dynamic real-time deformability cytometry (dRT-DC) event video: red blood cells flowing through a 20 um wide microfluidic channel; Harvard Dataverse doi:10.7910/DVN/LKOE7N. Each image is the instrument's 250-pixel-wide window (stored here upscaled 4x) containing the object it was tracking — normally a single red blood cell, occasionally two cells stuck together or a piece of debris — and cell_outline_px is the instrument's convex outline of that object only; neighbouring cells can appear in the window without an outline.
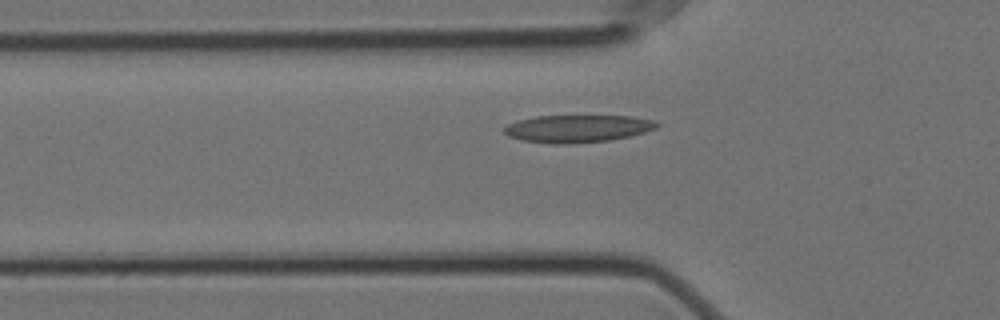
{"species": "Egyptian fruit bat (a non-hibernating species)", "species_latin": "Rousettus aegyptiacus", "temperature_condition": "cold", "stored_images_in_passage": 42, "camera_frame_rate_fps": 3000, "um_per_image_px": 0.085, "animal": {"sex": "female"}, "frame": {"image": 1, "passage_image": 9, "time_ms": 2.667, "image_size_px": [1000, 320], "cell_outline_px": [[660, 124], [656, 128], [644, 132], [612, 140], [568, 144], [552, 144], [524, 140], [508, 136], [504, 132], [504, 128], [508, 124], [520, 120], [536, 116], [632, 116], [652, 120]], "centroid_in_image_um": [49.09, 10.93], "position_along_channel_um": 76.7, "area_um2": 24.28}}
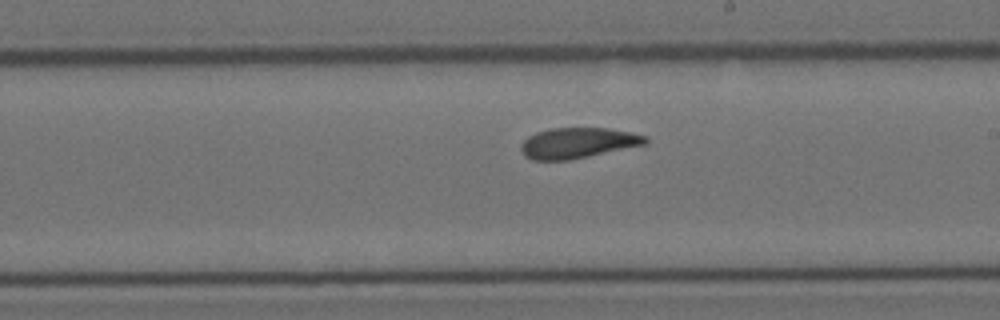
{"frame": {"image": 2, "passage_image": 23, "time_ms": 7.333, "image_size_px": [1000, 320], "cell_outline_px": [[648, 144], [568, 160], [532, 160], [524, 156], [520, 148], [520, 144], [528, 136], [536, 132], [548, 128], [608, 128], [632, 132], [648, 136]], "centroid_in_image_um": [49.12, 12.14], "position_along_channel_um": 239.9, "area_um2": 22.37}}
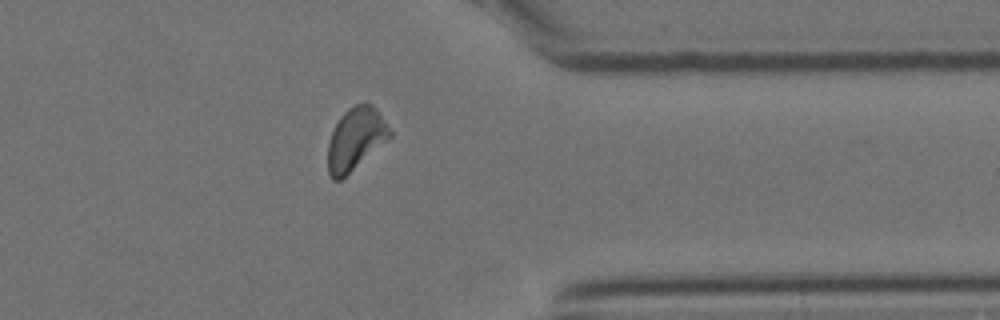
{"frame": {"image": 3, "passage_image": 36, "time_ms": 11.667, "image_size_px": [1000, 320], "cell_outline_px": [[392, 136], [340, 180], [332, 180], [328, 172], [328, 140], [340, 116], [348, 108], [356, 104], [372, 104], [392, 132]], "centroid_in_image_um": [30.2, 11.81], "position_along_channel_um": 381.2, "area_um2": 22.08}}